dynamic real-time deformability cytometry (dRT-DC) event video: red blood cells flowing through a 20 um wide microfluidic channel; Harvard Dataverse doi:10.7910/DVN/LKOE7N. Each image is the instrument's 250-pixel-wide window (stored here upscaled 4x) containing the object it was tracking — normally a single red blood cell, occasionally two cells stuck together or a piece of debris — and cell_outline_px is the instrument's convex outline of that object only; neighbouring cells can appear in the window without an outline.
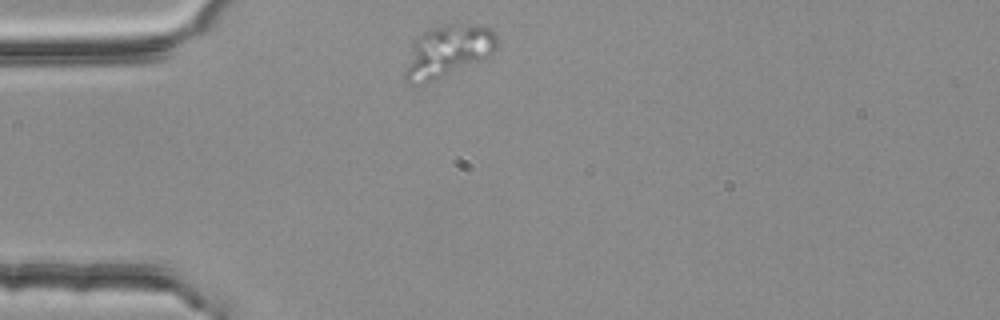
{"species": "common noctule bat (a hibernating species)", "species_latin": "Nyctalus noctula", "temperature_condition": "room temperature", "stored_images_in_passage": 2, "camera_frame_rate_fps": 3000, "um_per_image_px": 0.085, "animal": {"sex": "female", "body_mass_g": 25.1}, "frame": {"image": 1, "passage_image": 1, "time_ms": 0.0, "image_size_px": [1000, 320], "cell_outline_px": [[500, 40], [496, 48], [488, 56], [436, 80], [424, 84], [408, 84], [404, 80], [404, 72], [412, 44], [416, 36], [432, 28], [460, 20], [484, 24], [492, 28], [496, 32]], "centroid_in_image_um": [38.1, 4.28], "position_along_channel_um": 46.9, "area_um2": 28.73}}